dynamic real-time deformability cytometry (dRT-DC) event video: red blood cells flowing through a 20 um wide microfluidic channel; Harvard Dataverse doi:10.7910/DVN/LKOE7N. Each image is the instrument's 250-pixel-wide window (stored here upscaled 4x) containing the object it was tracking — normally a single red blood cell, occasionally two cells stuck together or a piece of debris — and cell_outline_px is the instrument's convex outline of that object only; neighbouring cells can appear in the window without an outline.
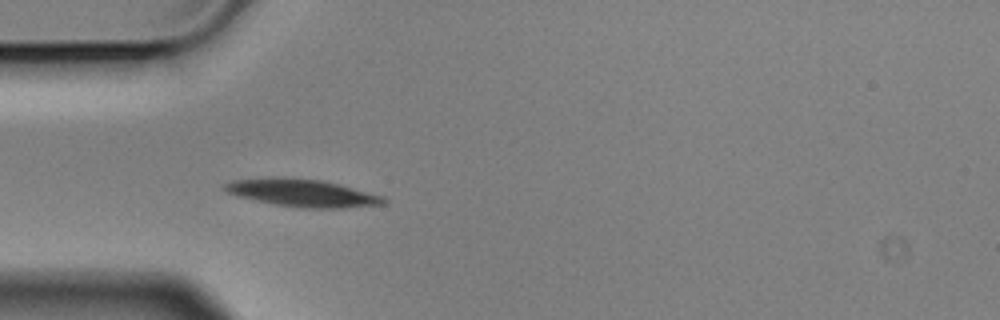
{"species": "Egyptian fruit bat (a non-hibernating species)", "species_latin": "Rousettus aegyptiacus", "temperature_condition": "cold", "stored_images_in_passage": 5, "camera_frame_rate_fps": 3000, "um_per_image_px": 0.085, "animal": {"sex": "male"}, "frame": {"image": 1, "passage_image": 5, "time_ms": 1.333, "image_size_px": [1000, 320], "cell_outline_px": [[388, 200], [384, 204], [344, 208], [300, 208], [276, 204], [236, 196], [220, 188], [220, 184], [232, 180], [320, 180], [384, 196]], "centroid_in_image_um": [25.73, 16.46], "position_along_channel_um": 59.3, "area_um2": 24.33}}